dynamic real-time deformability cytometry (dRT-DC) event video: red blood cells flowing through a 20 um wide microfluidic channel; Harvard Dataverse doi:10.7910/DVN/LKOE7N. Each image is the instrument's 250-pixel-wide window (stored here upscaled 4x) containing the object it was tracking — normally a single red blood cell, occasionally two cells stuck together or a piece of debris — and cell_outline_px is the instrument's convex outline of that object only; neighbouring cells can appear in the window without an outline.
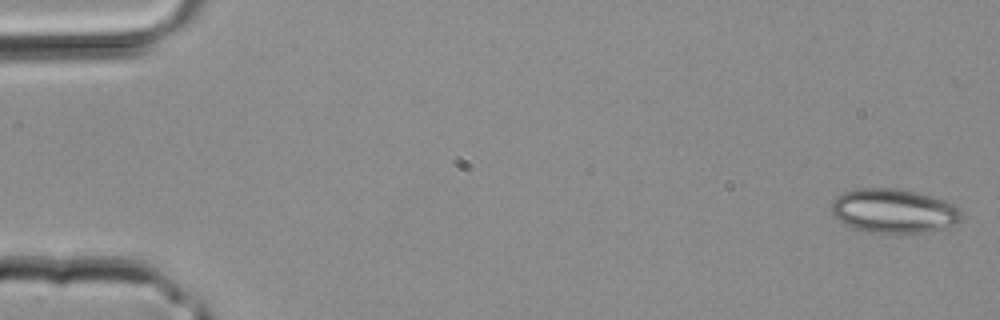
{"species": "common noctule bat (a hibernating species)", "species_latin": "Nyctalus noctula", "temperature_condition": "room temperature", "stored_images_in_passage": 3, "camera_frame_rate_fps": 3000, "um_per_image_px": 0.085, "animal": {"sex": "male", "body_mass_g": 20.4}, "frame": {"image": 1, "passage_image": 1, "time_ms": 0.0, "image_size_px": [1000, 320], "cell_outline_px": [[964, 220], [940, 228], [924, 232], [868, 232], [852, 228], [844, 224], [832, 216], [832, 204], [836, 196], [844, 192], [856, 188], [896, 188], [916, 192], [944, 200], [960, 208], [964, 216]], "centroid_in_image_um": [75.95, 17.92], "position_along_channel_um": 9.0, "area_um2": 33.41}}